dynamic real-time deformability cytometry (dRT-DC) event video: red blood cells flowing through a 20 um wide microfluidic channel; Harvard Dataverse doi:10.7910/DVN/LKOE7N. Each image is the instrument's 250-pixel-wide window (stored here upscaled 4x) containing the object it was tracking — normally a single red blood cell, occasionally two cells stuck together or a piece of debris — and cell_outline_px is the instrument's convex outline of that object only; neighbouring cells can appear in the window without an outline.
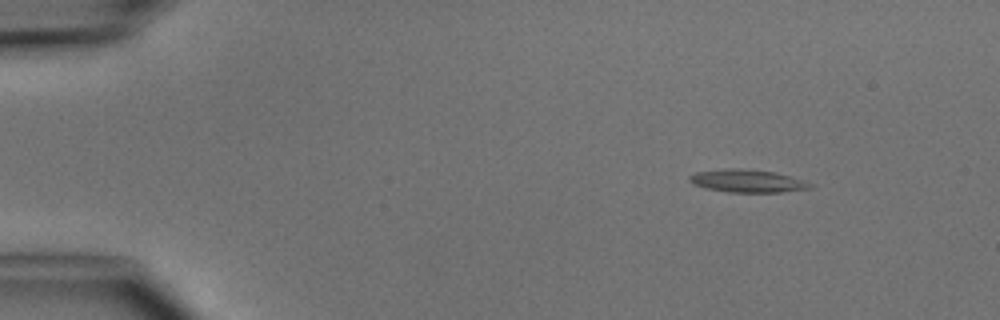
{"species": "common noctule bat (a hibernating species)", "species_latin": "Nyctalus noctula", "temperature_condition": "cold", "stored_images_in_passage": 3, "camera_frame_rate_fps": 3000, "um_per_image_px": 0.085, "animal": {"sex": "male", "body_mass_g": 15.6}, "frame": {"image": 1, "passage_image": 1, "time_ms": 0.0, "image_size_px": [1000, 320], "cell_outline_px": [[816, 184], [812, 188], [780, 192], [728, 192], [704, 188], [692, 184], [688, 180], [688, 176], [696, 172], [732, 168], [740, 168], [776, 172]], "centroid_in_image_um": [63.53, 15.38], "position_along_channel_um": 21.5, "area_um2": 16.13}}